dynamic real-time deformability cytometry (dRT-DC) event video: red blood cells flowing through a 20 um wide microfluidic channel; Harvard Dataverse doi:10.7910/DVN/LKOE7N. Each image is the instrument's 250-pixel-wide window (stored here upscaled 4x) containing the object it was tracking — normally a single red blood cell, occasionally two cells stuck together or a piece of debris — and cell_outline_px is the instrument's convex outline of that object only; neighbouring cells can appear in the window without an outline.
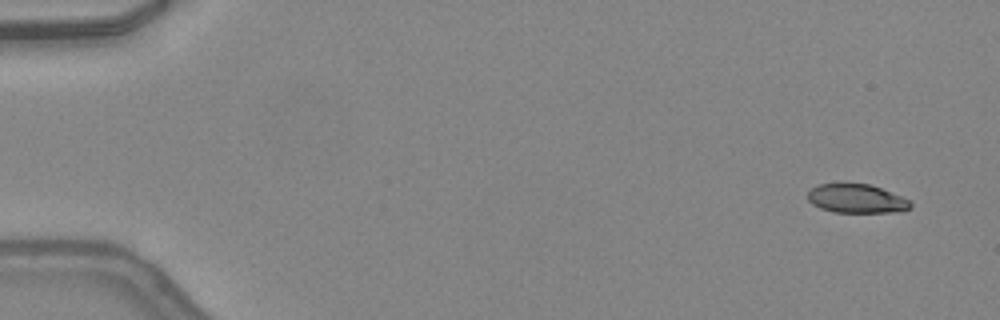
{"species": "common noctule bat (a hibernating species)", "species_latin": "Nyctalus noctula", "temperature_condition": "warm", "stored_images_in_passage": 49, "camera_frame_rate_fps": 3000, "um_per_image_px": 0.085, "animal": {"sex": "female", "body_mass_g": 24.6, "forearm_length_mm": 56.2}, "frame": {"image": 1, "passage_image": 3, "time_ms": 0.667, "image_size_px": [1000, 320], "cell_outline_px": [[912, 208], [888, 212], [832, 212], [820, 208], [812, 204], [808, 200], [808, 192], [816, 184], [868, 184], [880, 188], [900, 196], [908, 200], [912, 204]], "centroid_in_image_um": [72.76, 16.89], "position_along_channel_um": 12.2, "area_um2": 16.99}}
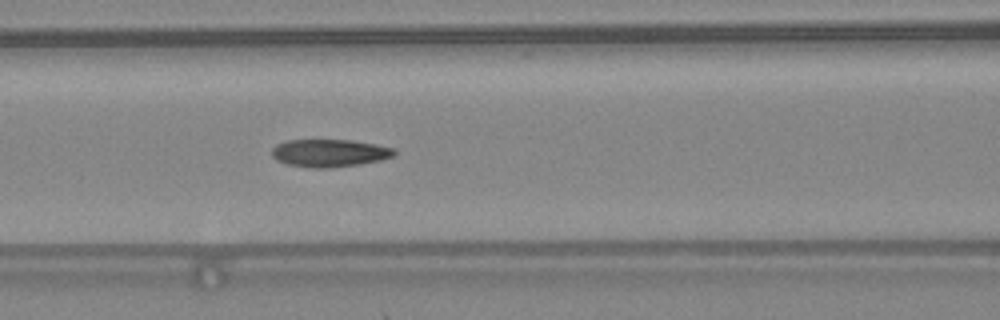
{"frame": {"image": 2, "passage_image": 22, "time_ms": 7.0, "image_size_px": [1000, 320], "cell_outline_px": [[396, 152], [392, 156], [380, 160], [360, 164], [328, 168], [312, 168], [288, 164], [276, 160], [272, 156], [272, 148], [276, 144], [288, 140], [352, 140], [376, 144], [396, 148]], "centroid_in_image_um": [28.01, 13.0], "position_along_channel_um": 138.6, "area_um2": 19.77}}
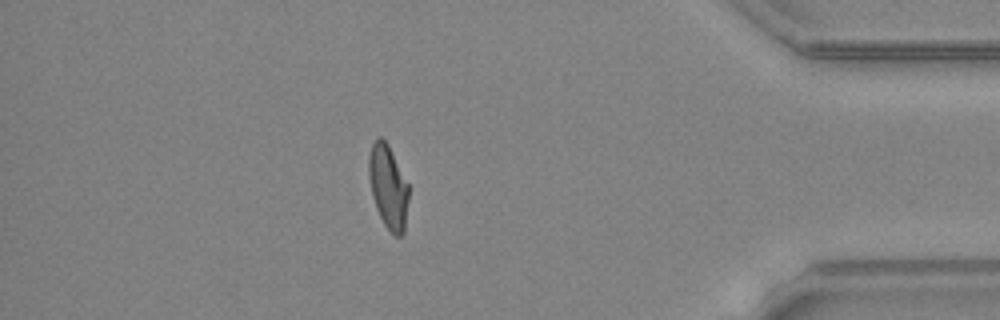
{"frame": {"image": 3, "passage_image": 43, "time_ms": 14.0, "image_size_px": [1000, 320], "cell_outline_px": [[408, 200], [404, 232], [400, 236], [396, 236], [384, 224], [376, 208], [372, 196], [368, 176], [368, 156], [372, 144], [380, 136], [388, 144], [408, 184]], "centroid_in_image_um": [32.98, 15.87], "position_along_channel_um": 402.2, "area_um2": 19.25}, "authors_computed_cell_mechanics": {"area_um2": 19.4786, "velocity_mm_per_s": 4.3238, "shape_relaxation_time_tau1_ms": 7.0928, "shape_relaxation_time_tau2_ms": 1.5393, "deformation_change_tau1": 0.2479, "deformation_change_tau2": 0.0824}}